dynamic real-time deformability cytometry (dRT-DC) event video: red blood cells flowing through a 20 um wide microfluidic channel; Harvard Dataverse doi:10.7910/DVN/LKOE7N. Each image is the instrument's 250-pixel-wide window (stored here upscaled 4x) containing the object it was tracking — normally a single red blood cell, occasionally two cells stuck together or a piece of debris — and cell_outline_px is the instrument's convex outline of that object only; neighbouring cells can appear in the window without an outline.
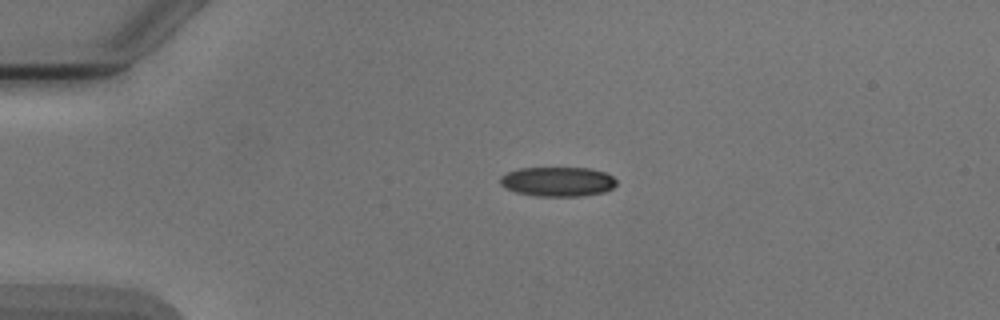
{"species": "Egyptian fruit bat (a non-hibernating species)", "species_latin": "Rousettus aegyptiacus", "temperature_condition": "cold", "stored_images_in_passage": 2, "camera_frame_rate_fps": 3000, "um_per_image_px": 0.085, "animal": {"sex": "male"}, "frame": {"image": 1, "passage_image": 1, "time_ms": 0.0, "image_size_px": [1000, 320], "cell_outline_px": [[616, 184], [612, 188], [604, 192], [580, 196], [536, 196], [516, 192], [504, 188], [500, 184], [500, 176], [508, 172], [520, 168], [592, 168], [604, 172], [612, 176], [616, 180]], "centroid_in_image_um": [47.39, 15.44], "position_along_channel_um": 37.6, "area_um2": 20.06}}